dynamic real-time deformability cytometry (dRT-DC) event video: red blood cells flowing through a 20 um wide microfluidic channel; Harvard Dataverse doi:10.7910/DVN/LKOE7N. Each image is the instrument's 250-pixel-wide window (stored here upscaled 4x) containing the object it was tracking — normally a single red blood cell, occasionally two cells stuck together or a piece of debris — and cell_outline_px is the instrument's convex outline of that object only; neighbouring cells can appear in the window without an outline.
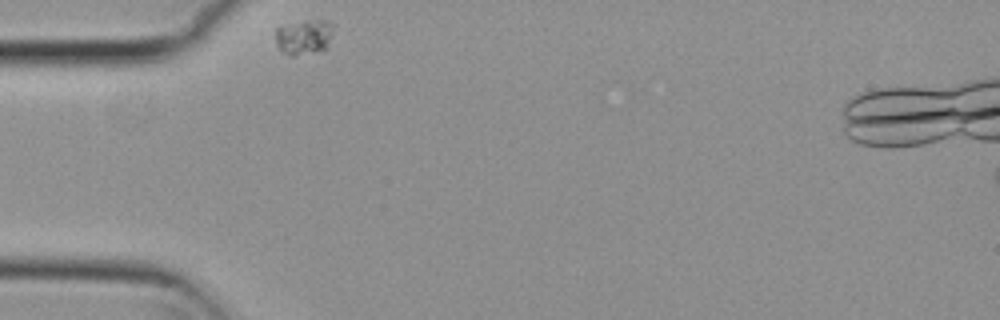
{"species": "common noctule bat (a hibernating species)", "species_latin": "Nyctalus noctula", "temperature_condition": "cold", "stored_images_in_passage": 33, "camera_frame_rate_fps": 3000, "um_per_image_px": 0.085, "animal": {"sex": "female", "body_mass_g": 29.2, "forearm_length_mm": 56.3}, "frame": {"image": 1, "passage_image": 1, "time_ms": 0.0, "image_size_px": [1000, 320], "cell_outline_px": [[336, 24], [328, 48], [324, 52], [292, 56], [288, 56], [280, 52], [276, 44], [276, 28], [304, 20], [332, 20]], "centroid_in_image_um": [25.92, 3.16], "position_along_channel_um": 59.1, "area_um2": 12.6}}
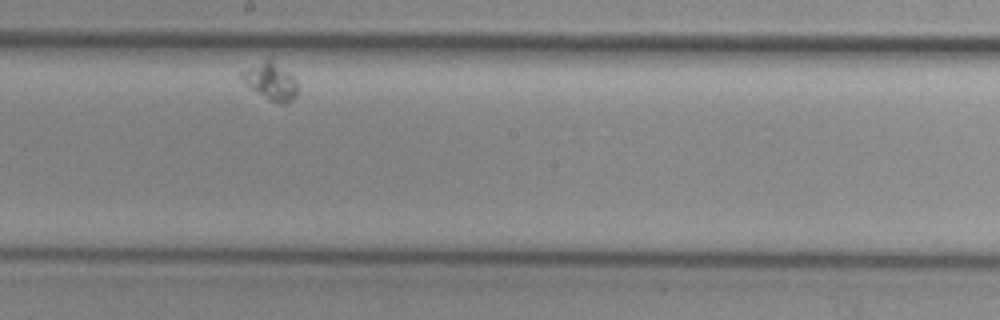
{"frame": {"image": 2, "passage_image": 19, "time_ms": 6.0, "image_size_px": [1000, 320], "cell_outline_px": [[300, 88], [296, 96], [288, 104], [276, 104], [268, 100], [252, 88], [240, 76], [240, 72], [268, 60], [272, 60], [292, 76], [296, 80]], "centroid_in_image_um": [23.1, 6.99], "position_along_channel_um": 225.1, "area_um2": 11.73}}
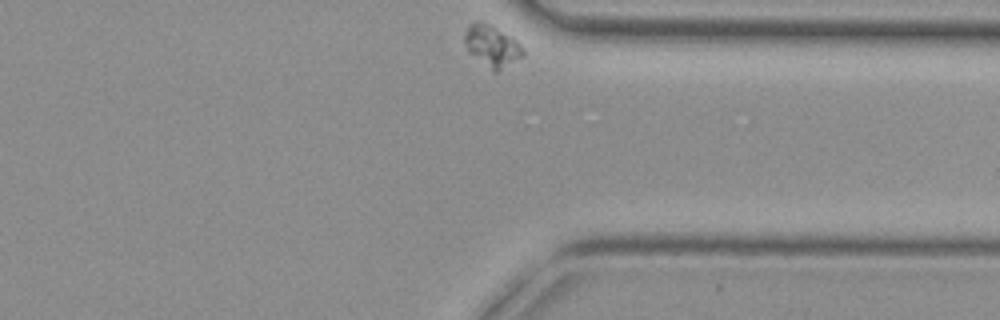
{"frame": {"image": 3, "passage_image": 33, "time_ms": 10.667, "image_size_px": [1000, 320], "cell_outline_px": [[524, 56], [496, 72], [492, 72], [468, 52], [464, 40], [464, 36], [468, 24], [480, 20], [512, 36], [524, 48]], "centroid_in_image_um": [41.81, 3.91], "position_along_channel_um": 369.6, "area_um2": 14.22}}